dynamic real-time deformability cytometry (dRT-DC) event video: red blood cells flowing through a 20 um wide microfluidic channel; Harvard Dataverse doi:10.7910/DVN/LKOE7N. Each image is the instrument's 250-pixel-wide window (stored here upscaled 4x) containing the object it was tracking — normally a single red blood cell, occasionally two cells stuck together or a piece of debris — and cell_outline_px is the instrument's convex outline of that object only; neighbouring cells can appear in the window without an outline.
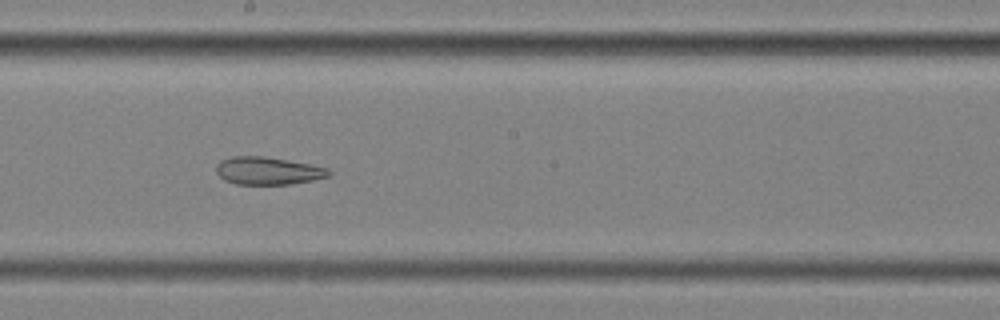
{"species": "common noctule bat (a hibernating species)", "species_latin": "Nyctalus noctula", "temperature_condition": "cold", "stored_images_in_passage": 41, "segment_of_instrument_passage": [2, 2], "camera_frame_rate_fps": 3000, "um_per_image_px": 0.085, "animal": {"sex": "female", "body_mass_g": 25.1}, "frame": {"image": 1, "passage_image": 16, "time_ms": 5.0, "image_size_px": [1000, 320], "cell_outline_px": [[332, 176], [312, 180], [288, 184], [236, 184], [224, 180], [216, 172], [216, 164], [220, 160], [232, 156], [264, 156], [308, 164], [328, 168], [332, 172]], "centroid_in_image_um": [22.76, 14.51], "position_along_channel_um": 225.4, "area_um2": 18.15}}
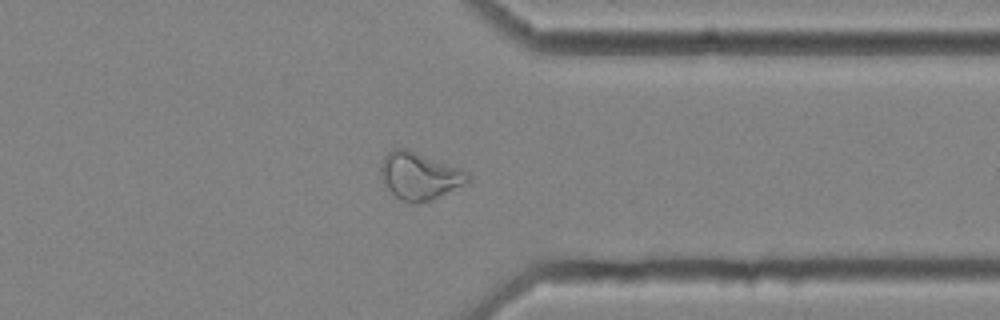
{"frame": {"image": 2, "passage_image": 29, "time_ms": 9.333, "image_size_px": [1000, 320], "cell_outline_px": [[472, 176], [468, 184], [432, 200], [416, 204], [412, 204], [396, 196], [384, 184], [380, 176], [380, 168], [384, 156], [392, 148], [408, 148], [464, 168]], "centroid_in_image_um": [35.72, 14.93], "position_along_channel_um": 375.7, "area_um2": 24.74}}
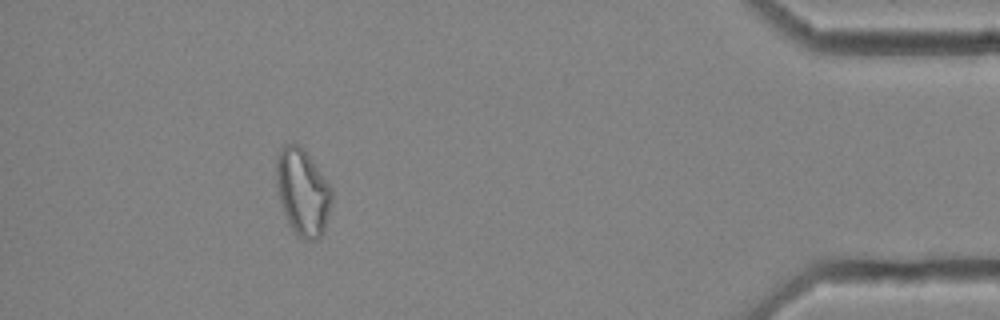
{"frame": {"image": 3, "passage_image": 36, "time_ms": 11.667, "image_size_px": [1000, 320], "cell_outline_px": [[332, 204], [324, 232], [316, 240], [304, 240], [288, 224], [280, 200], [276, 184], [276, 156], [288, 144], [296, 140], [304, 148], [332, 188]], "centroid_in_image_um": [25.74, 16.31], "position_along_channel_um": 409.5, "area_um2": 28.15}}